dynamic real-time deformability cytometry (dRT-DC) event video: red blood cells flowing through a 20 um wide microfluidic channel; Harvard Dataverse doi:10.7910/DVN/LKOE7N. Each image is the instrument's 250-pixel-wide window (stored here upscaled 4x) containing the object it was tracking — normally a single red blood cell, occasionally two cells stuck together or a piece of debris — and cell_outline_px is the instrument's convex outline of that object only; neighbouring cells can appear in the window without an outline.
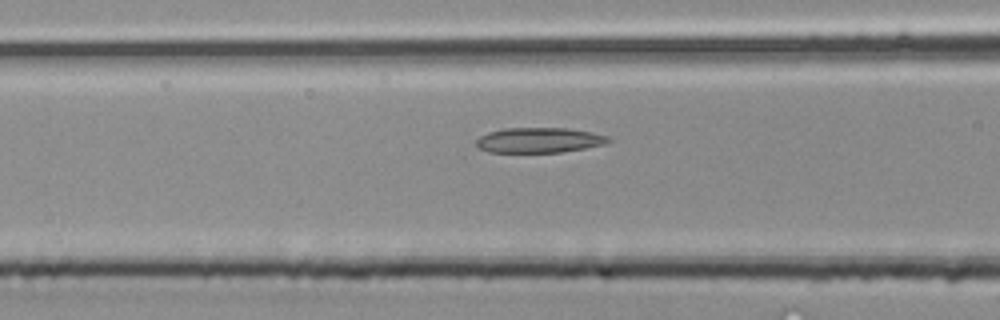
{"species": "common noctule bat (a hibernating species)", "species_latin": "Nyctalus noctula", "temperature_condition": "room temperature", "stored_images_in_passage": 31, "camera_frame_rate_fps": 3000, "um_per_image_px": 0.085, "animal": {"sex": "male", "body_mass_g": 20.4}, "frame": {"image": 1, "passage_image": 6, "time_ms": 1.667, "image_size_px": [1000, 320], "cell_outline_px": [[612, 140], [604, 144], [584, 148], [560, 152], [488, 152], [480, 148], [476, 144], [476, 140], [480, 136], [488, 132], [504, 128], [568, 128], [592, 132], [608, 136]], "centroid_in_image_um": [45.82, 11.91], "position_along_channel_um": 120.8, "area_um2": 19.31}}
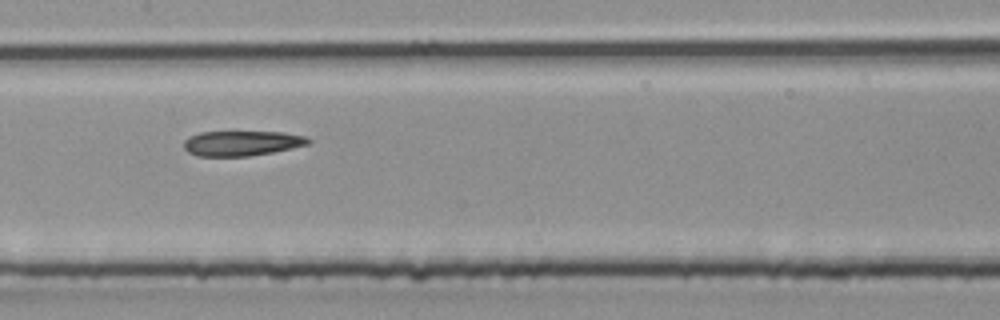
{"frame": {"image": 2, "passage_image": 10, "time_ms": 3.0, "image_size_px": [1000, 320], "cell_outline_px": [[312, 144], [272, 152], [248, 156], [200, 156], [188, 152], [184, 148], [184, 140], [188, 136], [200, 132], [284, 132], [304, 136], [312, 140]], "centroid_in_image_um": [20.57, 12.17], "position_along_channel_um": 186.8, "area_um2": 18.21}}
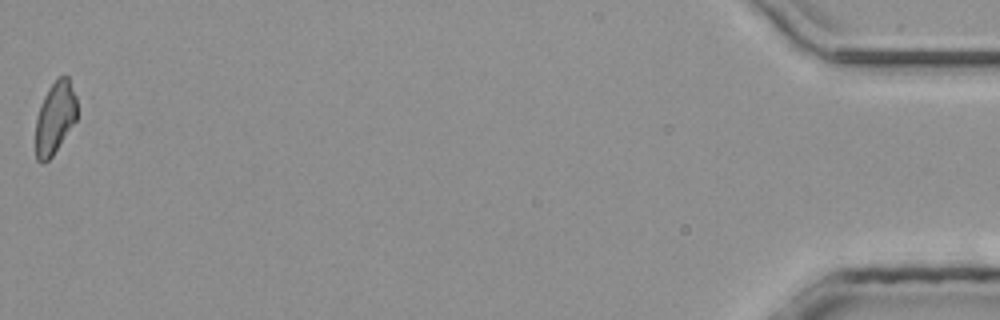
{"frame": {"image": 3, "passage_image": 31, "time_ms": 10.0, "image_size_px": [1000, 320], "cell_outline_px": [[76, 120], [52, 156], [48, 160], [40, 164], [36, 160], [36, 116], [40, 104], [48, 88], [56, 76], [68, 76], [76, 96]], "centroid_in_image_um": [4.66, 9.98], "position_along_channel_um": 430.5, "area_um2": 17.51}}